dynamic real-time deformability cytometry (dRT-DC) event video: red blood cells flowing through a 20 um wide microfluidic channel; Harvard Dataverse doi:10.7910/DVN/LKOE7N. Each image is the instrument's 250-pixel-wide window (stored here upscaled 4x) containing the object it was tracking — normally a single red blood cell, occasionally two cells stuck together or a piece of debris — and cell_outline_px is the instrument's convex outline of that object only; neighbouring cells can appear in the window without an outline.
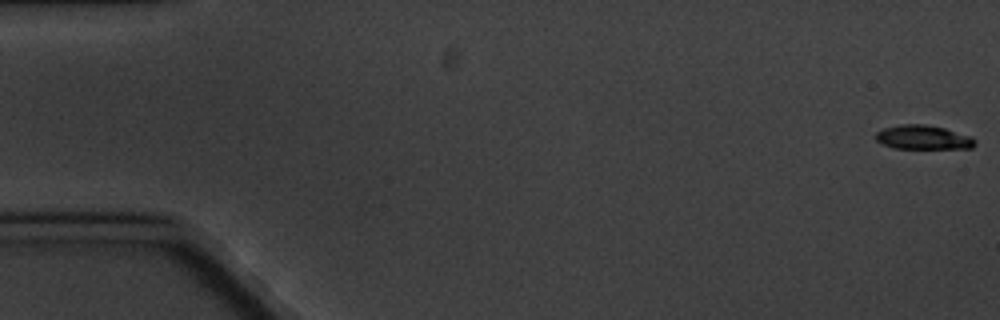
{"species": "common noctule bat (a hibernating species)", "species_latin": "Nyctalus noctula", "temperature_condition": "cold", "stored_images_in_passage": 6, "camera_frame_rate_fps": 3000, "um_per_image_px": 0.085, "animal": {"sex": "male", "body_mass_g": 20.1, "forearm_length_mm": 53.5}, "frame": {"image": 1, "passage_image": 1, "time_ms": 0.0, "image_size_px": [1000, 320], "cell_outline_px": [[976, 144], [972, 148], [892, 148], [876, 140], [876, 132], [884, 128], [900, 124], [924, 124], [944, 128], [972, 136], [976, 140]], "centroid_in_image_um": [78.49, 11.67], "position_along_channel_um": 6.5, "area_um2": 13.93}}
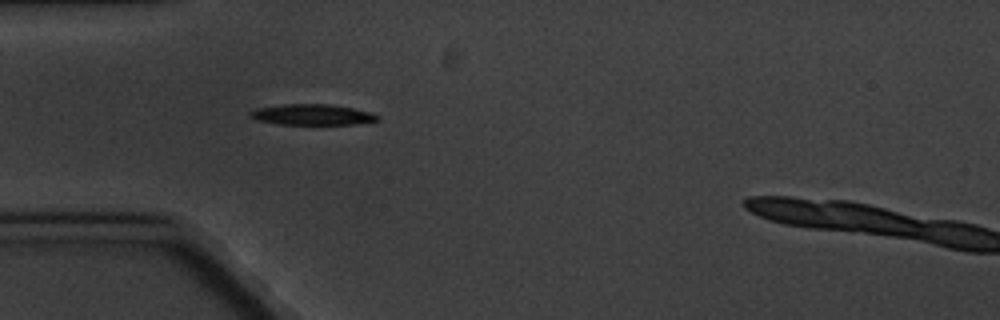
{"frame": {"image": 2, "passage_image": 5, "time_ms": 5.667, "image_size_px": [1000, 320], "cell_outline_px": [[380, 120], [352, 124], [280, 124], [256, 120], [248, 116], [248, 112], [256, 108], [284, 104], [328, 104], [352, 108], [372, 112], [380, 116]], "centroid_in_image_um": [26.52, 9.74], "position_along_channel_um": 58.5, "area_um2": 15.43}}